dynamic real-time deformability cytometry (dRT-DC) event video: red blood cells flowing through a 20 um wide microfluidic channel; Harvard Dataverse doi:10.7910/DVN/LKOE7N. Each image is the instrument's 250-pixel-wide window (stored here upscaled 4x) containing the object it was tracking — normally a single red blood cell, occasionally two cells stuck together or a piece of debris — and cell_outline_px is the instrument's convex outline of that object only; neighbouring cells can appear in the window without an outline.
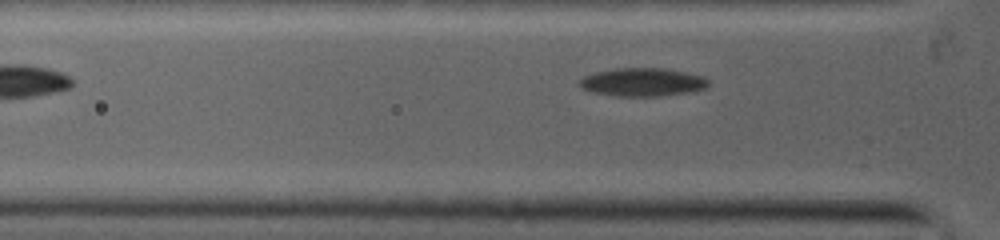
{"species": "common noctule bat (a hibernating species)", "species_latin": "Nyctalus noctula", "temperature_condition": "warm", "stored_images_in_passage": 3, "camera_frame_rate_fps": 5000, "um_per_image_px": 0.085, "animal": {"sex": "female", "body_mass_g": 19.0, "forearm_length_mm": 53.3}, "frame": {"image": 1, "passage_image": 3, "time_ms": 1.8, "image_size_px": [1000, 240], "cell_outline_px": [[708, 84], [704, 88], [688, 92], [656, 96], [620, 96], [596, 92], [584, 88], [580, 84], [580, 80], [584, 76], [596, 72], [616, 68], [660, 68], [684, 72], [700, 76], [708, 80]], "centroid_in_image_um": [54.61, 6.97], "position_along_channel_um": 71.2, "area_um2": 20.58}}